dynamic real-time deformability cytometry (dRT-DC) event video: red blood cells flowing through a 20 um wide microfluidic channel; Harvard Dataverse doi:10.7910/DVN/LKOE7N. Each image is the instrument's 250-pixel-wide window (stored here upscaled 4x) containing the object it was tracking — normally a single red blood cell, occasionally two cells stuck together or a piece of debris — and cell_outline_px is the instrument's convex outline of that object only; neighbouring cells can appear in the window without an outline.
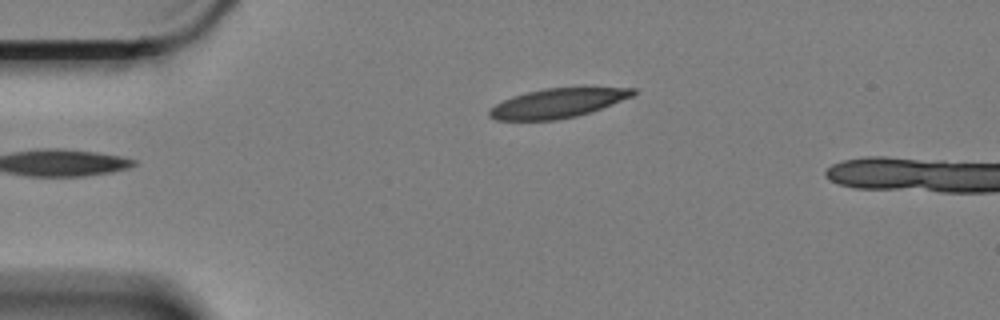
{"species": "Egyptian fruit bat (a non-hibernating species)", "species_latin": "Rousettus aegyptiacus", "temperature_condition": "cold", "stored_images_in_passage": 40, "camera_frame_rate_fps": 3000, "um_per_image_px": 0.085, "animal": {"sex": "female"}, "frame": {"image": 1, "passage_image": 1, "time_ms": 0.0, "image_size_px": [1000, 320], "cell_outline_px": [[636, 92], [632, 96], [600, 108], [576, 116], [556, 120], [496, 120], [488, 116], [488, 112], [496, 104], [512, 96], [544, 88], [584, 84], [636, 88]], "centroid_in_image_um": [47.48, 8.7], "position_along_channel_um": 37.5, "area_um2": 25.37}}
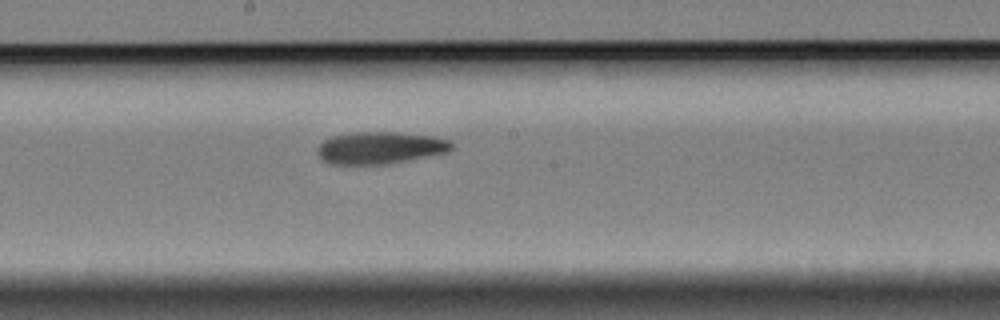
{"frame": {"image": 2, "passage_image": 20, "time_ms": 6.333, "image_size_px": [1000, 320], "cell_outline_px": [[456, 148], [448, 152], [388, 164], [328, 164], [320, 160], [316, 152], [316, 148], [324, 140], [332, 136], [356, 132], [396, 132], [432, 136], [452, 140]], "centroid_in_image_um": [32.32, 12.57], "position_along_channel_um": 215.9, "area_um2": 25.49}}
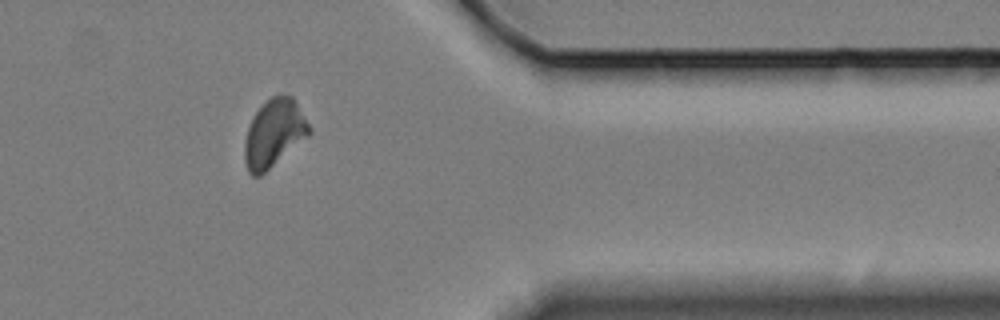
{"frame": {"image": 3, "passage_image": 37, "time_ms": 12.0, "image_size_px": [1000, 320], "cell_outline_px": [[312, 132], [308, 136], [260, 176], [252, 176], [248, 172], [244, 160], [244, 144], [248, 128], [252, 116], [272, 96], [280, 92], [292, 96], [312, 128]], "centroid_in_image_um": [23.29, 11.32], "position_along_channel_um": 388.1, "area_um2": 25.43}, "authors_computed_cell_mechanics": {"area_um2": 25.432, "velocity_mm_per_s": 3.3308, "shape_relaxation_time_tau1_ms": 8.1764, "shape_relaxation_time_tau2_ms": null, "deformation_change_tau1": 0.1729, "deformation_change_tau2": null}}